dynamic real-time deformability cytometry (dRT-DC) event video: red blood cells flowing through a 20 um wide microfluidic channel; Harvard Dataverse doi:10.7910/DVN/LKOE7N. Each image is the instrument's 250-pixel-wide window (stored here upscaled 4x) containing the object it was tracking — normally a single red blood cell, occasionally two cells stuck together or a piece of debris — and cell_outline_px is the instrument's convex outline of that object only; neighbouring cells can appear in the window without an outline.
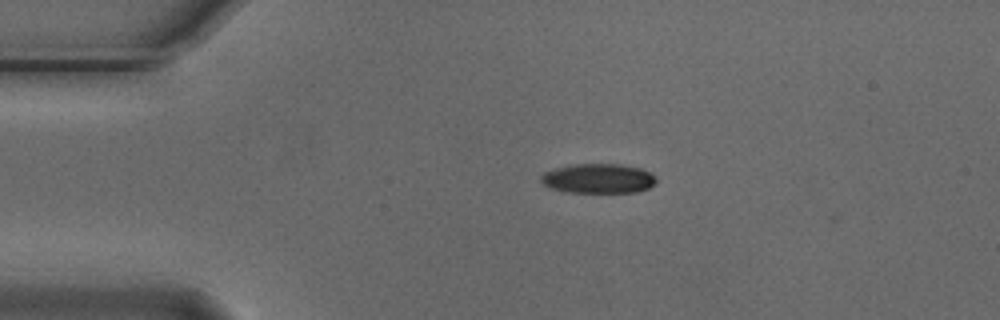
{"species": "Egyptian fruit bat (a non-hibernating species)", "species_latin": "Rousettus aegyptiacus", "temperature_condition": "cold", "stored_images_in_passage": 41, "camera_frame_rate_fps": 3000, "um_per_image_px": 0.085, "animal": {"sex": "male"}, "frame": {"image": 1, "passage_image": 1, "time_ms": 0.0, "image_size_px": [1000, 320], "cell_outline_px": [[656, 180], [648, 188], [636, 192], [564, 192], [552, 188], [544, 184], [540, 180], [540, 176], [544, 172], [568, 164], [620, 164], [640, 168], [656, 176]], "centroid_in_image_um": [50.82, 15.16], "position_along_channel_um": 34.2, "area_um2": 19.83}}
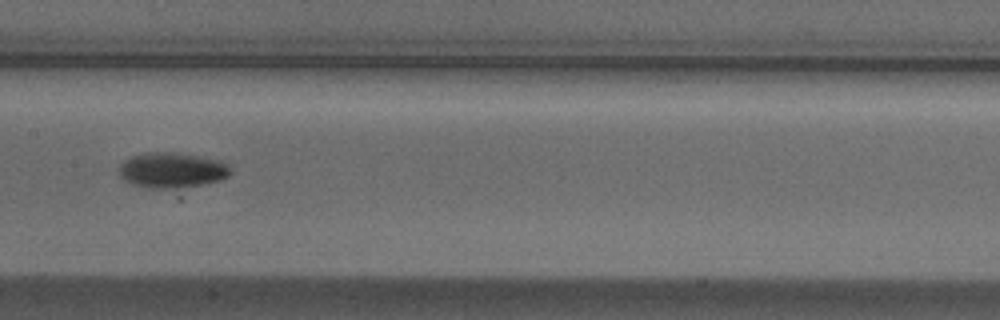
{"frame": {"image": 2, "passage_image": 17, "time_ms": 5.333, "image_size_px": [1000, 320], "cell_outline_px": [[232, 172], [228, 176], [220, 180], [200, 184], [172, 188], [148, 188], [132, 184], [124, 180], [120, 176], [120, 164], [124, 160], [132, 156], [144, 152], [172, 152], [220, 160], [228, 164]], "centroid_in_image_um": [14.6, 14.45], "position_along_channel_um": 192.8, "area_um2": 22.77}}
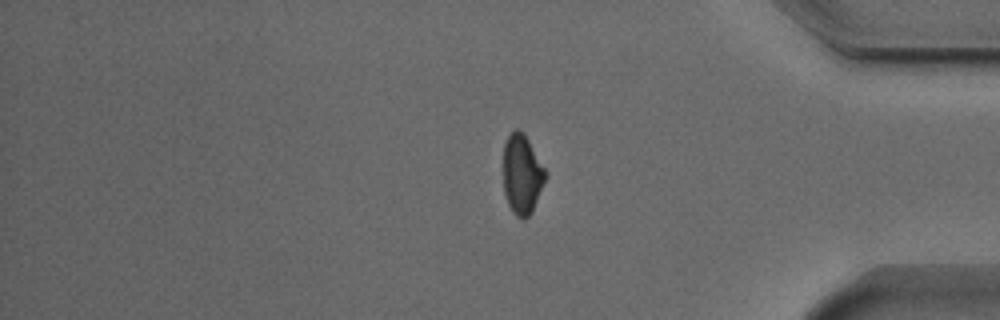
{"frame": {"image": 3, "passage_image": 35, "time_ms": 11.333, "image_size_px": [1000, 320], "cell_outline_px": [[544, 180], [532, 212], [524, 220], [516, 216], [512, 212], [508, 204], [504, 192], [504, 144], [508, 136], [516, 128], [524, 132], [544, 168]], "centroid_in_image_um": [44.34, 14.82], "position_along_channel_um": 390.9, "area_um2": 19.13}, "authors_computed_cell_mechanics": {"area_um2": 21.2126, "velocity_mm_per_s": 3.7103, "shape_relaxation_time_tau1_ms": 3.1742, "shape_relaxation_time_tau2_ms": null, "deformation_change_tau1": 0.1181, "deformation_change_tau2": null}}